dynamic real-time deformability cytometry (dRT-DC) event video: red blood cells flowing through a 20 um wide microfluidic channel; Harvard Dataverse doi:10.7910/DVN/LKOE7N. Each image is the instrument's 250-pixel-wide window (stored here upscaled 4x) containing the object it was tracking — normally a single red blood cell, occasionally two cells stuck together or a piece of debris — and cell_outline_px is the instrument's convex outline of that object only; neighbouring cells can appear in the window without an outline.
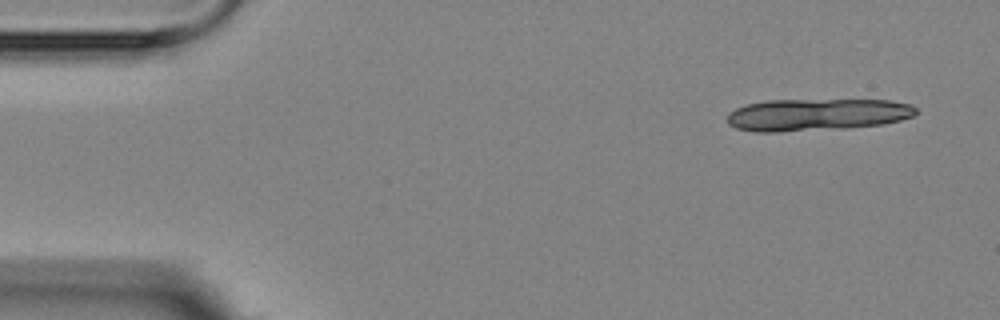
{"species": "Egyptian fruit bat (a non-hibernating species)", "species_latin": "Rousettus aegyptiacus", "temperature_condition": "room temperature", "stored_images_in_passage": 6, "camera_frame_rate_fps": 3000, "um_per_image_px": 0.085, "animal": {"sex": "female"}, "frame": {"image": 1, "passage_image": 1, "time_ms": 0.0, "image_size_px": [1000, 320], "cell_outline_px": [[916, 112], [912, 116], [900, 120], [884, 124], [844, 128], [780, 132], [756, 132], [736, 128], [728, 124], [728, 112], [744, 104], [768, 100], [888, 100], [912, 104], [916, 108]], "centroid_in_image_um": [69.41, 9.74], "position_along_channel_um": 15.6, "area_um2": 35.49}}